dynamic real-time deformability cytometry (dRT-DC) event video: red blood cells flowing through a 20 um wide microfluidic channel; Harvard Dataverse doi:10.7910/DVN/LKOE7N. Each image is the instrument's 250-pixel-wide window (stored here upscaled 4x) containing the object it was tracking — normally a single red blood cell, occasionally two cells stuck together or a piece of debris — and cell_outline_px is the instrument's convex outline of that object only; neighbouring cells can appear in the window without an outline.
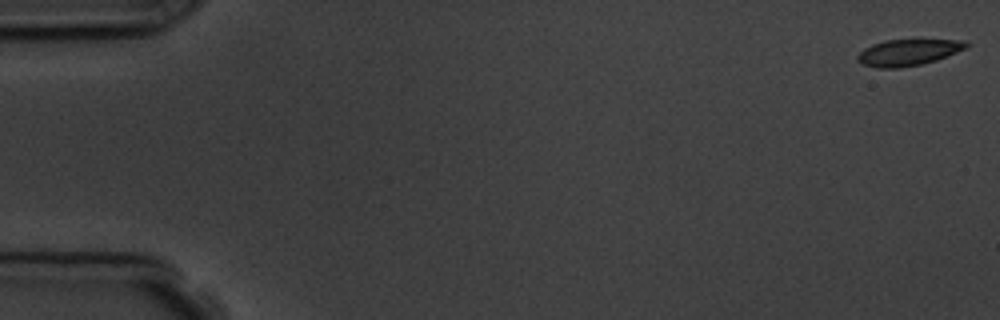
{"species": "common noctule bat (a hibernating species)", "species_latin": "Nyctalus noctula", "temperature_condition": "room temperature", "stored_images_in_passage": 8, "camera_frame_rate_fps": 3000, "um_per_image_px": 0.085, "animal": {"sex": "male", "body_mass_g": 19.5, "forearm_length_mm": 54.6}, "frame": {"image": 1, "passage_image": 1, "time_ms": 0.0, "image_size_px": [1000, 320], "cell_outline_px": [[972, 44], [968, 48], [936, 60], [920, 64], [900, 68], [876, 68], [864, 64], [856, 60], [856, 56], [864, 48], [872, 44], [884, 40], [968, 40]], "centroid_in_image_um": [77.22, 4.45], "position_along_channel_um": 7.8, "area_um2": 16.82}}
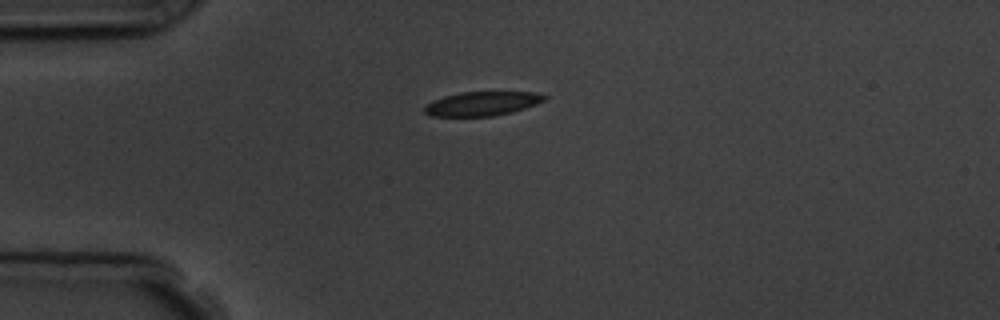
{"frame": {"image": 2, "passage_image": 5, "time_ms": 4.333, "image_size_px": [1000, 320], "cell_outline_px": [[548, 96], [544, 100], [536, 104], [512, 112], [492, 116], [432, 116], [424, 112], [424, 108], [432, 100], [444, 96], [460, 92], [536, 92]], "centroid_in_image_um": [40.98, 8.8], "position_along_channel_um": 44.0, "area_um2": 16.76}}